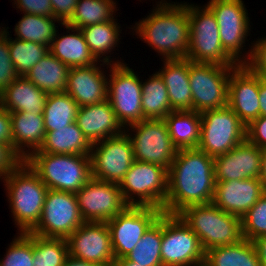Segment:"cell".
Returning <instances> with one entry per match:
<instances>
[{
  "label": "cell",
  "instance_id": "cell-1",
  "mask_svg": "<svg viewBox=\"0 0 266 266\" xmlns=\"http://www.w3.org/2000/svg\"><path fill=\"white\" fill-rule=\"evenodd\" d=\"M215 187L214 158L198 148L180 149L168 169L163 213L177 215L188 206L212 203Z\"/></svg>",
  "mask_w": 266,
  "mask_h": 266
},
{
  "label": "cell",
  "instance_id": "cell-2",
  "mask_svg": "<svg viewBox=\"0 0 266 266\" xmlns=\"http://www.w3.org/2000/svg\"><path fill=\"white\" fill-rule=\"evenodd\" d=\"M176 4L160 1L153 13L134 26L140 39L164 60L185 58L189 48L188 4Z\"/></svg>",
  "mask_w": 266,
  "mask_h": 266
},
{
  "label": "cell",
  "instance_id": "cell-3",
  "mask_svg": "<svg viewBox=\"0 0 266 266\" xmlns=\"http://www.w3.org/2000/svg\"><path fill=\"white\" fill-rule=\"evenodd\" d=\"M3 182L20 233L31 232L40 221L47 186L25 161L9 173Z\"/></svg>",
  "mask_w": 266,
  "mask_h": 266
},
{
  "label": "cell",
  "instance_id": "cell-4",
  "mask_svg": "<svg viewBox=\"0 0 266 266\" xmlns=\"http://www.w3.org/2000/svg\"><path fill=\"white\" fill-rule=\"evenodd\" d=\"M24 161L48 189L75 194L92 178L89 155L31 153Z\"/></svg>",
  "mask_w": 266,
  "mask_h": 266
},
{
  "label": "cell",
  "instance_id": "cell-5",
  "mask_svg": "<svg viewBox=\"0 0 266 266\" xmlns=\"http://www.w3.org/2000/svg\"><path fill=\"white\" fill-rule=\"evenodd\" d=\"M177 215L198 236L204 251L243 240L241 218L213 203L188 206Z\"/></svg>",
  "mask_w": 266,
  "mask_h": 266
},
{
  "label": "cell",
  "instance_id": "cell-6",
  "mask_svg": "<svg viewBox=\"0 0 266 266\" xmlns=\"http://www.w3.org/2000/svg\"><path fill=\"white\" fill-rule=\"evenodd\" d=\"M189 48L186 59L195 63L220 66L239 65L223 48L219 26L213 13L205 6L188 5Z\"/></svg>",
  "mask_w": 266,
  "mask_h": 266
},
{
  "label": "cell",
  "instance_id": "cell-7",
  "mask_svg": "<svg viewBox=\"0 0 266 266\" xmlns=\"http://www.w3.org/2000/svg\"><path fill=\"white\" fill-rule=\"evenodd\" d=\"M119 186L128 205L156 207L163 211L168 192V170L135 160Z\"/></svg>",
  "mask_w": 266,
  "mask_h": 266
},
{
  "label": "cell",
  "instance_id": "cell-8",
  "mask_svg": "<svg viewBox=\"0 0 266 266\" xmlns=\"http://www.w3.org/2000/svg\"><path fill=\"white\" fill-rule=\"evenodd\" d=\"M201 114L198 149L217 157L234 149L246 139V125L228 106L206 110Z\"/></svg>",
  "mask_w": 266,
  "mask_h": 266
},
{
  "label": "cell",
  "instance_id": "cell-9",
  "mask_svg": "<svg viewBox=\"0 0 266 266\" xmlns=\"http://www.w3.org/2000/svg\"><path fill=\"white\" fill-rule=\"evenodd\" d=\"M235 67L189 60L193 111L202 113L228 105L229 77Z\"/></svg>",
  "mask_w": 266,
  "mask_h": 266
},
{
  "label": "cell",
  "instance_id": "cell-10",
  "mask_svg": "<svg viewBox=\"0 0 266 266\" xmlns=\"http://www.w3.org/2000/svg\"><path fill=\"white\" fill-rule=\"evenodd\" d=\"M127 64L110 65L107 100L118 122L124 127L144 120L142 114V82Z\"/></svg>",
  "mask_w": 266,
  "mask_h": 266
},
{
  "label": "cell",
  "instance_id": "cell-11",
  "mask_svg": "<svg viewBox=\"0 0 266 266\" xmlns=\"http://www.w3.org/2000/svg\"><path fill=\"white\" fill-rule=\"evenodd\" d=\"M84 222L76 194L48 189L40 221L31 233L41 237L67 239Z\"/></svg>",
  "mask_w": 266,
  "mask_h": 266
},
{
  "label": "cell",
  "instance_id": "cell-12",
  "mask_svg": "<svg viewBox=\"0 0 266 266\" xmlns=\"http://www.w3.org/2000/svg\"><path fill=\"white\" fill-rule=\"evenodd\" d=\"M161 258L163 266H198L204 263L205 251L198 236L178 215L163 213Z\"/></svg>",
  "mask_w": 266,
  "mask_h": 266
},
{
  "label": "cell",
  "instance_id": "cell-13",
  "mask_svg": "<svg viewBox=\"0 0 266 266\" xmlns=\"http://www.w3.org/2000/svg\"><path fill=\"white\" fill-rule=\"evenodd\" d=\"M135 136L128 134L134 160L169 169L178 149L173 145L164 119H144L129 125Z\"/></svg>",
  "mask_w": 266,
  "mask_h": 266
},
{
  "label": "cell",
  "instance_id": "cell-14",
  "mask_svg": "<svg viewBox=\"0 0 266 266\" xmlns=\"http://www.w3.org/2000/svg\"><path fill=\"white\" fill-rule=\"evenodd\" d=\"M126 130L93 143L91 149V177L100 181L120 184L133 164V148ZM96 149L94 150V148Z\"/></svg>",
  "mask_w": 266,
  "mask_h": 266
},
{
  "label": "cell",
  "instance_id": "cell-15",
  "mask_svg": "<svg viewBox=\"0 0 266 266\" xmlns=\"http://www.w3.org/2000/svg\"><path fill=\"white\" fill-rule=\"evenodd\" d=\"M156 207L128 205L106 223L109 227L115 259L128 255L148 228L162 215Z\"/></svg>",
  "mask_w": 266,
  "mask_h": 266
},
{
  "label": "cell",
  "instance_id": "cell-16",
  "mask_svg": "<svg viewBox=\"0 0 266 266\" xmlns=\"http://www.w3.org/2000/svg\"><path fill=\"white\" fill-rule=\"evenodd\" d=\"M206 7L213 13L218 23L220 41L224 50L238 64H244V58L240 54L250 30V20L243 1L210 0Z\"/></svg>",
  "mask_w": 266,
  "mask_h": 266
},
{
  "label": "cell",
  "instance_id": "cell-17",
  "mask_svg": "<svg viewBox=\"0 0 266 266\" xmlns=\"http://www.w3.org/2000/svg\"><path fill=\"white\" fill-rule=\"evenodd\" d=\"M75 194L85 222H107L128 206L117 183L91 178Z\"/></svg>",
  "mask_w": 266,
  "mask_h": 266
},
{
  "label": "cell",
  "instance_id": "cell-18",
  "mask_svg": "<svg viewBox=\"0 0 266 266\" xmlns=\"http://www.w3.org/2000/svg\"><path fill=\"white\" fill-rule=\"evenodd\" d=\"M71 257L111 266L115 260L111 233L106 222H84L68 238Z\"/></svg>",
  "mask_w": 266,
  "mask_h": 266
},
{
  "label": "cell",
  "instance_id": "cell-19",
  "mask_svg": "<svg viewBox=\"0 0 266 266\" xmlns=\"http://www.w3.org/2000/svg\"><path fill=\"white\" fill-rule=\"evenodd\" d=\"M260 76L245 64L237 65L230 73L228 106L248 126L260 116Z\"/></svg>",
  "mask_w": 266,
  "mask_h": 266
},
{
  "label": "cell",
  "instance_id": "cell-20",
  "mask_svg": "<svg viewBox=\"0 0 266 266\" xmlns=\"http://www.w3.org/2000/svg\"><path fill=\"white\" fill-rule=\"evenodd\" d=\"M262 150L245 139L234 149L214 157L216 182L259 178Z\"/></svg>",
  "mask_w": 266,
  "mask_h": 266
},
{
  "label": "cell",
  "instance_id": "cell-21",
  "mask_svg": "<svg viewBox=\"0 0 266 266\" xmlns=\"http://www.w3.org/2000/svg\"><path fill=\"white\" fill-rule=\"evenodd\" d=\"M263 193L259 178L220 181L216 182L212 203L222 211L242 218Z\"/></svg>",
  "mask_w": 266,
  "mask_h": 266
},
{
  "label": "cell",
  "instance_id": "cell-22",
  "mask_svg": "<svg viewBox=\"0 0 266 266\" xmlns=\"http://www.w3.org/2000/svg\"><path fill=\"white\" fill-rule=\"evenodd\" d=\"M97 67H71L68 74L65 92L69 94L79 107L98 104L107 100L108 78L105 72Z\"/></svg>",
  "mask_w": 266,
  "mask_h": 266
},
{
  "label": "cell",
  "instance_id": "cell-23",
  "mask_svg": "<svg viewBox=\"0 0 266 266\" xmlns=\"http://www.w3.org/2000/svg\"><path fill=\"white\" fill-rule=\"evenodd\" d=\"M75 122L92 144L124 131L108 100L79 107Z\"/></svg>",
  "mask_w": 266,
  "mask_h": 266
},
{
  "label": "cell",
  "instance_id": "cell-24",
  "mask_svg": "<svg viewBox=\"0 0 266 266\" xmlns=\"http://www.w3.org/2000/svg\"><path fill=\"white\" fill-rule=\"evenodd\" d=\"M158 73L167 88L171 108L174 111L193 110L189 59H165L164 68Z\"/></svg>",
  "mask_w": 266,
  "mask_h": 266
},
{
  "label": "cell",
  "instance_id": "cell-25",
  "mask_svg": "<svg viewBox=\"0 0 266 266\" xmlns=\"http://www.w3.org/2000/svg\"><path fill=\"white\" fill-rule=\"evenodd\" d=\"M48 94L25 76H18L0 95V104L10 113L27 112L43 115Z\"/></svg>",
  "mask_w": 266,
  "mask_h": 266
},
{
  "label": "cell",
  "instance_id": "cell-26",
  "mask_svg": "<svg viewBox=\"0 0 266 266\" xmlns=\"http://www.w3.org/2000/svg\"><path fill=\"white\" fill-rule=\"evenodd\" d=\"M10 116L13 149L24 161L31 153L38 151L44 143L46 136L44 117L27 112L10 113ZM24 147H27L29 151ZM29 148L33 150L31 151Z\"/></svg>",
  "mask_w": 266,
  "mask_h": 266
},
{
  "label": "cell",
  "instance_id": "cell-27",
  "mask_svg": "<svg viewBox=\"0 0 266 266\" xmlns=\"http://www.w3.org/2000/svg\"><path fill=\"white\" fill-rule=\"evenodd\" d=\"M62 25L68 29L69 34L59 37L55 33L49 52L70 68L90 66L99 62L91 53L82 31L68 24ZM69 30L76 33L70 34Z\"/></svg>",
  "mask_w": 266,
  "mask_h": 266
},
{
  "label": "cell",
  "instance_id": "cell-28",
  "mask_svg": "<svg viewBox=\"0 0 266 266\" xmlns=\"http://www.w3.org/2000/svg\"><path fill=\"white\" fill-rule=\"evenodd\" d=\"M92 143L83 134L76 122L66 127L56 128V131L46 132L43 145L33 153L52 154H91Z\"/></svg>",
  "mask_w": 266,
  "mask_h": 266
},
{
  "label": "cell",
  "instance_id": "cell-29",
  "mask_svg": "<svg viewBox=\"0 0 266 266\" xmlns=\"http://www.w3.org/2000/svg\"><path fill=\"white\" fill-rule=\"evenodd\" d=\"M69 70V66L48 52L25 77L47 94L64 93Z\"/></svg>",
  "mask_w": 266,
  "mask_h": 266
},
{
  "label": "cell",
  "instance_id": "cell-30",
  "mask_svg": "<svg viewBox=\"0 0 266 266\" xmlns=\"http://www.w3.org/2000/svg\"><path fill=\"white\" fill-rule=\"evenodd\" d=\"M173 145L178 149L198 148L201 114L193 110L171 111L164 118Z\"/></svg>",
  "mask_w": 266,
  "mask_h": 266
},
{
  "label": "cell",
  "instance_id": "cell-31",
  "mask_svg": "<svg viewBox=\"0 0 266 266\" xmlns=\"http://www.w3.org/2000/svg\"><path fill=\"white\" fill-rule=\"evenodd\" d=\"M206 266H261L252 241L243 239L237 244L217 246L205 251Z\"/></svg>",
  "mask_w": 266,
  "mask_h": 266
},
{
  "label": "cell",
  "instance_id": "cell-32",
  "mask_svg": "<svg viewBox=\"0 0 266 266\" xmlns=\"http://www.w3.org/2000/svg\"><path fill=\"white\" fill-rule=\"evenodd\" d=\"M119 23L115 22V19L112 21H106L99 24H93L80 28L82 31L85 41L97 60H100L103 55V64L111 65L112 62L108 56L105 55L110 53L113 47L117 46V43L120 32ZM102 55V56H101Z\"/></svg>",
  "mask_w": 266,
  "mask_h": 266
},
{
  "label": "cell",
  "instance_id": "cell-33",
  "mask_svg": "<svg viewBox=\"0 0 266 266\" xmlns=\"http://www.w3.org/2000/svg\"><path fill=\"white\" fill-rule=\"evenodd\" d=\"M171 111L168 91L158 72L142 84V114L144 119H164Z\"/></svg>",
  "mask_w": 266,
  "mask_h": 266
},
{
  "label": "cell",
  "instance_id": "cell-34",
  "mask_svg": "<svg viewBox=\"0 0 266 266\" xmlns=\"http://www.w3.org/2000/svg\"><path fill=\"white\" fill-rule=\"evenodd\" d=\"M162 236L163 213L148 228L135 248L125 258L141 266H163L161 258Z\"/></svg>",
  "mask_w": 266,
  "mask_h": 266
},
{
  "label": "cell",
  "instance_id": "cell-35",
  "mask_svg": "<svg viewBox=\"0 0 266 266\" xmlns=\"http://www.w3.org/2000/svg\"><path fill=\"white\" fill-rule=\"evenodd\" d=\"M78 110L79 105L66 92L48 94L43 110L45 131H56L75 122Z\"/></svg>",
  "mask_w": 266,
  "mask_h": 266
},
{
  "label": "cell",
  "instance_id": "cell-36",
  "mask_svg": "<svg viewBox=\"0 0 266 266\" xmlns=\"http://www.w3.org/2000/svg\"><path fill=\"white\" fill-rule=\"evenodd\" d=\"M54 17L24 13L15 26L16 39L50 46L57 29Z\"/></svg>",
  "mask_w": 266,
  "mask_h": 266
},
{
  "label": "cell",
  "instance_id": "cell-37",
  "mask_svg": "<svg viewBox=\"0 0 266 266\" xmlns=\"http://www.w3.org/2000/svg\"><path fill=\"white\" fill-rule=\"evenodd\" d=\"M116 2L113 0H78L72 18L66 23L75 28L114 20Z\"/></svg>",
  "mask_w": 266,
  "mask_h": 266
},
{
  "label": "cell",
  "instance_id": "cell-38",
  "mask_svg": "<svg viewBox=\"0 0 266 266\" xmlns=\"http://www.w3.org/2000/svg\"><path fill=\"white\" fill-rule=\"evenodd\" d=\"M68 256L67 239L33 234V266H64Z\"/></svg>",
  "mask_w": 266,
  "mask_h": 266
},
{
  "label": "cell",
  "instance_id": "cell-39",
  "mask_svg": "<svg viewBox=\"0 0 266 266\" xmlns=\"http://www.w3.org/2000/svg\"><path fill=\"white\" fill-rule=\"evenodd\" d=\"M9 53L18 76H26L30 69L49 52V47L32 41L8 38Z\"/></svg>",
  "mask_w": 266,
  "mask_h": 266
},
{
  "label": "cell",
  "instance_id": "cell-40",
  "mask_svg": "<svg viewBox=\"0 0 266 266\" xmlns=\"http://www.w3.org/2000/svg\"><path fill=\"white\" fill-rule=\"evenodd\" d=\"M33 258V233H19L0 260V266H33Z\"/></svg>",
  "mask_w": 266,
  "mask_h": 266
},
{
  "label": "cell",
  "instance_id": "cell-41",
  "mask_svg": "<svg viewBox=\"0 0 266 266\" xmlns=\"http://www.w3.org/2000/svg\"><path fill=\"white\" fill-rule=\"evenodd\" d=\"M243 239L253 241L266 235V192L241 218Z\"/></svg>",
  "mask_w": 266,
  "mask_h": 266
},
{
  "label": "cell",
  "instance_id": "cell-42",
  "mask_svg": "<svg viewBox=\"0 0 266 266\" xmlns=\"http://www.w3.org/2000/svg\"><path fill=\"white\" fill-rule=\"evenodd\" d=\"M8 33V34H7ZM9 32L0 31V95L18 77L9 53Z\"/></svg>",
  "mask_w": 266,
  "mask_h": 266
},
{
  "label": "cell",
  "instance_id": "cell-43",
  "mask_svg": "<svg viewBox=\"0 0 266 266\" xmlns=\"http://www.w3.org/2000/svg\"><path fill=\"white\" fill-rule=\"evenodd\" d=\"M250 53L245 55L244 64L255 74L266 79V38L257 39Z\"/></svg>",
  "mask_w": 266,
  "mask_h": 266
},
{
  "label": "cell",
  "instance_id": "cell-44",
  "mask_svg": "<svg viewBox=\"0 0 266 266\" xmlns=\"http://www.w3.org/2000/svg\"><path fill=\"white\" fill-rule=\"evenodd\" d=\"M22 162L23 159L9 144L0 142V179L8 176Z\"/></svg>",
  "mask_w": 266,
  "mask_h": 266
},
{
  "label": "cell",
  "instance_id": "cell-45",
  "mask_svg": "<svg viewBox=\"0 0 266 266\" xmlns=\"http://www.w3.org/2000/svg\"><path fill=\"white\" fill-rule=\"evenodd\" d=\"M246 139L261 149H266V116H259L246 127Z\"/></svg>",
  "mask_w": 266,
  "mask_h": 266
},
{
  "label": "cell",
  "instance_id": "cell-46",
  "mask_svg": "<svg viewBox=\"0 0 266 266\" xmlns=\"http://www.w3.org/2000/svg\"><path fill=\"white\" fill-rule=\"evenodd\" d=\"M14 2L23 13L53 17L50 0H15Z\"/></svg>",
  "mask_w": 266,
  "mask_h": 266
},
{
  "label": "cell",
  "instance_id": "cell-47",
  "mask_svg": "<svg viewBox=\"0 0 266 266\" xmlns=\"http://www.w3.org/2000/svg\"><path fill=\"white\" fill-rule=\"evenodd\" d=\"M52 5L53 17L66 24L73 16L78 0H50Z\"/></svg>",
  "mask_w": 266,
  "mask_h": 266
},
{
  "label": "cell",
  "instance_id": "cell-48",
  "mask_svg": "<svg viewBox=\"0 0 266 266\" xmlns=\"http://www.w3.org/2000/svg\"><path fill=\"white\" fill-rule=\"evenodd\" d=\"M0 142L13 148L12 120L10 112L0 104Z\"/></svg>",
  "mask_w": 266,
  "mask_h": 266
},
{
  "label": "cell",
  "instance_id": "cell-49",
  "mask_svg": "<svg viewBox=\"0 0 266 266\" xmlns=\"http://www.w3.org/2000/svg\"><path fill=\"white\" fill-rule=\"evenodd\" d=\"M253 244L257 251L261 266H266V235L254 239Z\"/></svg>",
  "mask_w": 266,
  "mask_h": 266
},
{
  "label": "cell",
  "instance_id": "cell-50",
  "mask_svg": "<svg viewBox=\"0 0 266 266\" xmlns=\"http://www.w3.org/2000/svg\"><path fill=\"white\" fill-rule=\"evenodd\" d=\"M260 116H266V79L260 76L259 87Z\"/></svg>",
  "mask_w": 266,
  "mask_h": 266
},
{
  "label": "cell",
  "instance_id": "cell-51",
  "mask_svg": "<svg viewBox=\"0 0 266 266\" xmlns=\"http://www.w3.org/2000/svg\"><path fill=\"white\" fill-rule=\"evenodd\" d=\"M64 266H100L96 263L80 260L70 255L67 257Z\"/></svg>",
  "mask_w": 266,
  "mask_h": 266
},
{
  "label": "cell",
  "instance_id": "cell-52",
  "mask_svg": "<svg viewBox=\"0 0 266 266\" xmlns=\"http://www.w3.org/2000/svg\"><path fill=\"white\" fill-rule=\"evenodd\" d=\"M259 180L262 183L264 192H266V149L262 150V163Z\"/></svg>",
  "mask_w": 266,
  "mask_h": 266
},
{
  "label": "cell",
  "instance_id": "cell-53",
  "mask_svg": "<svg viewBox=\"0 0 266 266\" xmlns=\"http://www.w3.org/2000/svg\"><path fill=\"white\" fill-rule=\"evenodd\" d=\"M111 266H141L140 264H137L135 262L127 260L125 257L115 259Z\"/></svg>",
  "mask_w": 266,
  "mask_h": 266
}]
</instances>
